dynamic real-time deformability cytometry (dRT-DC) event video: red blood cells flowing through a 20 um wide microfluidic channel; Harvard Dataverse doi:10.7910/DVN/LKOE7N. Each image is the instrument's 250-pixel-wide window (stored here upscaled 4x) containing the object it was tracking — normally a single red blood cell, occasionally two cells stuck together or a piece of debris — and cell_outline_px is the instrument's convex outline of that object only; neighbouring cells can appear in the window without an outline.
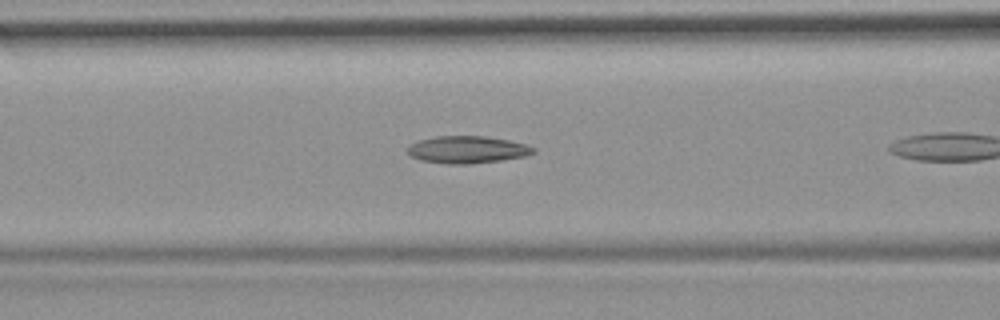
{"species": "common noctule bat (a hibernating species)", "species_latin": "Nyctalus noctula", "temperature_condition": "room temperature", "stored_images_in_passage": 8, "camera_frame_rate_fps": 3000, "um_per_image_px": 0.085, "animal": {"sex": "female", "body_mass_g": 19.9}, "frame": {"image": 1, "passage_image": 7, "time_ms": 2.0, "image_size_px": [1000, 320], "cell_outline_px": [[536, 152], [524, 156], [500, 160], [472, 164], [448, 164], [420, 160], [412, 156], [408, 152], [408, 144], [420, 140], [436, 136], [484, 136], [508, 140], [528, 144], [536, 148]], "centroid_in_image_um": [39.74, 12.72], "position_along_channel_um": 126.9, "area_um2": 20.0}}